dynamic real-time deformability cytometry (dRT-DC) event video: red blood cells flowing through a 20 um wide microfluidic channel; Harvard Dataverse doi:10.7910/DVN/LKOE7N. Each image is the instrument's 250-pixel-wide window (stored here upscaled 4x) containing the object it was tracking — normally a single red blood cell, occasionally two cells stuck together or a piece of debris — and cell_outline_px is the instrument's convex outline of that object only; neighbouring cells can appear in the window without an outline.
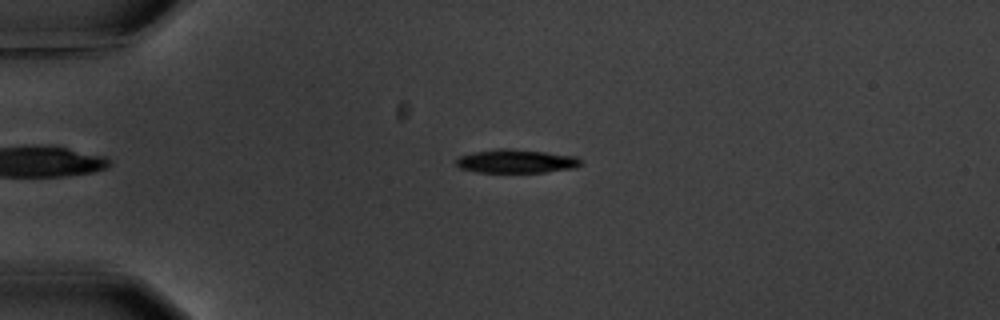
{"species": "common noctule bat (a hibernating species)", "species_latin": "Nyctalus noctula", "temperature_condition": "warm", "stored_images_in_passage": 5, "camera_frame_rate_fps": 3000, "um_per_image_px": 0.085, "animal": {"sex": "male", "body_mass_g": 20.1, "forearm_length_mm": 53.5}, "frame": {"image": 1, "passage_image": 3, "time_ms": 2.333, "image_size_px": [1000, 320], "cell_outline_px": [[584, 164], [576, 168], [544, 172], [480, 172], [460, 168], [456, 164], [456, 160], [460, 156], [472, 152], [496, 148], [508, 148], [544, 152], [576, 156], [584, 160]], "centroid_in_image_um": [43.93, 13.7], "position_along_channel_um": 41.1, "area_um2": 17.28}}
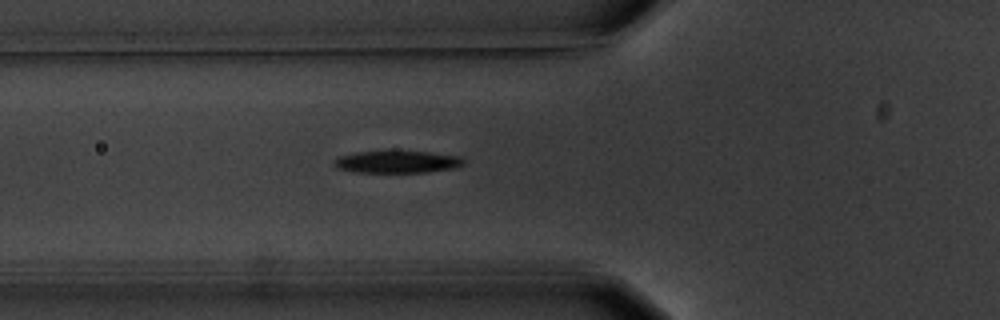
{"frame": {"image": 2, "passage_image": 5, "time_ms": 4.667, "image_size_px": [1000, 320], "cell_outline_px": [[464, 164], [452, 168], [428, 172], [356, 172], [336, 168], [332, 164], [332, 160], [340, 156], [356, 152], [432, 152], [460, 156], [464, 160]], "centroid_in_image_um": [33.73, 13.76], "position_along_channel_um": 92.1, "area_um2": 16.59}}